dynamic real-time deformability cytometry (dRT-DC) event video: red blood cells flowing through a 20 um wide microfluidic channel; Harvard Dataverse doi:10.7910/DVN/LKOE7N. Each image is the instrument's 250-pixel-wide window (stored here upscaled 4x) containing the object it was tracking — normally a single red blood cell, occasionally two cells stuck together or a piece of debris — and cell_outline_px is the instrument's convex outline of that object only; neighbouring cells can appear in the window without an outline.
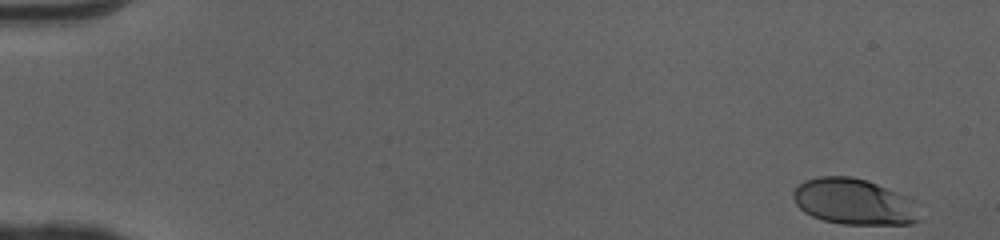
{"species": "human", "species_latin": "Homo sapiens", "temperature_condition": "cold", "stored_images_in_passage": 49, "camera_frame_rate_fps": 3000, "um_per_image_px": 0.085, "donor": {"sex": "female"}, "frame": {"image": 1, "passage_image": 1, "time_ms": 0.0, "image_size_px": [1000, 240], "cell_outline_px": [[924, 220], [912, 224], [844, 224], [824, 220], [812, 216], [804, 212], [796, 204], [792, 196], [792, 192], [804, 180], [820, 176], [852, 176], [868, 180], [908, 196], [912, 200]], "centroid_in_image_um": [72.63, 17.14], "position_along_channel_um": 12.4, "area_um2": 34.22}}
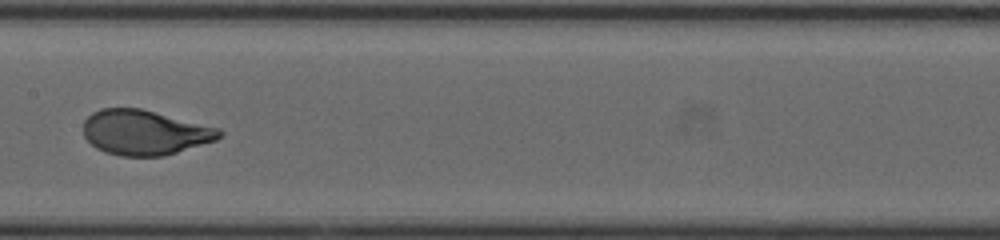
{"frame": {"image": 2, "passage_image": 26, "time_ms": 8.333, "image_size_px": [1000, 240], "cell_outline_px": [[224, 132], [216, 140], [164, 156], [120, 156], [104, 152], [96, 148], [84, 136], [84, 120], [92, 112], [100, 108], [140, 108], [220, 128]], "centroid_in_image_um": [12.29, 11.26], "position_along_channel_um": 195.1, "area_um2": 35.6}}
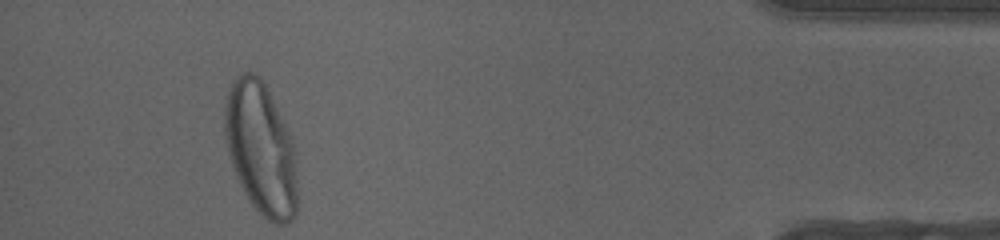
{"frame": {"image": 3, "passage_image": 46, "time_ms": 15.0, "image_size_px": [1000, 240], "cell_outline_px": [[296, 212], [292, 220], [288, 224], [272, 224], [256, 212], [244, 192], [236, 176], [228, 156], [224, 136], [224, 104], [228, 88], [232, 80], [236, 76], [244, 72], [252, 72], [260, 76], [268, 88], [292, 140], [296, 156]], "centroid_in_image_um": [22.14, 12.64], "position_along_channel_um": 413.1, "area_um2": 56.76}, "authors_computed_cell_mechanics": {"area_um2": 35.6626, "velocity_mm_per_s": 4.0669, "shape_relaxation_time_tau1_ms": 2.9121, "shape_relaxation_time_tau2_ms": null, "deformation_change_tau1": 0.1859, "deformation_change_tau2": null}}